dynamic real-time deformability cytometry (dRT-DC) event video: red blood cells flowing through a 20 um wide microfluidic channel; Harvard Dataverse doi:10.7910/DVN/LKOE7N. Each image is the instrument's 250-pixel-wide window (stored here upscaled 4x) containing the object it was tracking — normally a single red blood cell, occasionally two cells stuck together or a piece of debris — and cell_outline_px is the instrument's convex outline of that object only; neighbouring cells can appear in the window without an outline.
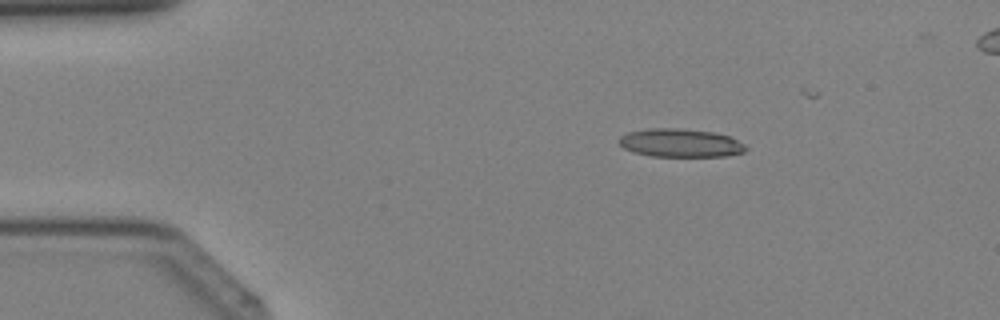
{"species": "Egyptian fruit bat (a non-hibernating species)", "species_latin": "Rousettus aegyptiacus", "temperature_condition": "cold", "stored_images_in_passage": 31, "camera_frame_rate_fps": 3000, "um_per_image_px": 0.085, "animal": {"sex": "female"}, "frame": {"image": 1, "passage_image": 6, "time_ms": 1.667, "image_size_px": [1000, 320], "cell_outline_px": [[748, 148], [744, 152], [724, 156], [652, 156], [632, 152], [624, 148], [620, 144], [620, 136], [628, 132], [648, 128], [680, 128], [712, 132], [732, 136], [744, 144]], "centroid_in_image_um": [57.85, 12.14], "position_along_channel_um": 27.1, "area_um2": 20.98}}
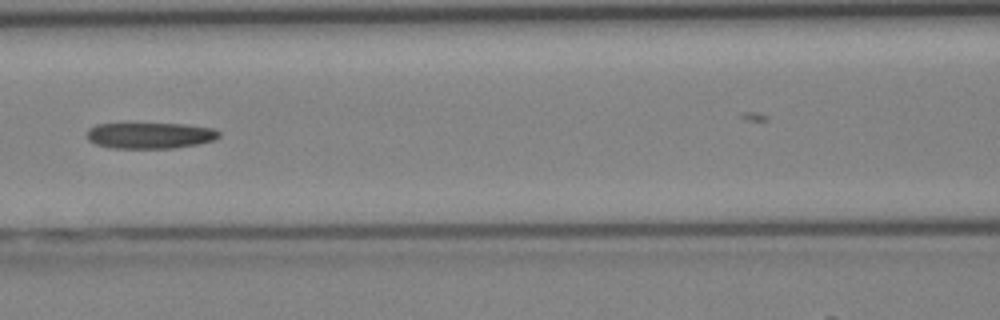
{"frame": {"image": 2, "passage_image": 17, "time_ms": 5.333, "image_size_px": [1000, 320], "cell_outline_px": [[220, 136], [212, 140], [196, 144], [172, 148], [112, 148], [96, 144], [88, 140], [88, 128], [96, 124], [120, 120], [184, 124], [212, 128], [220, 132]], "centroid_in_image_um": [12.65, 11.45], "position_along_channel_um": 154.0, "area_um2": 21.1}}
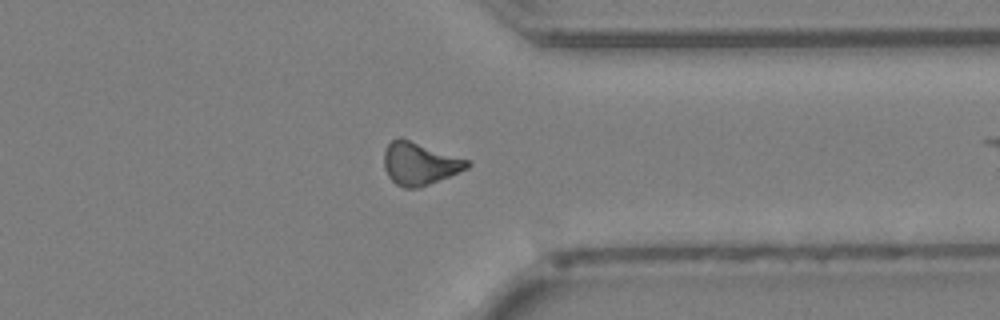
{"frame": {"image": 3, "passage_image": 30, "time_ms": 9.667, "image_size_px": [1000, 320], "cell_outline_px": [[472, 164], [468, 168], [420, 188], [404, 188], [396, 184], [388, 176], [384, 168], [384, 152], [388, 144], [396, 136], [400, 136], [468, 160]], "centroid_in_image_um": [35.64, 13.9], "position_along_channel_um": 375.8, "area_um2": 20.69}}